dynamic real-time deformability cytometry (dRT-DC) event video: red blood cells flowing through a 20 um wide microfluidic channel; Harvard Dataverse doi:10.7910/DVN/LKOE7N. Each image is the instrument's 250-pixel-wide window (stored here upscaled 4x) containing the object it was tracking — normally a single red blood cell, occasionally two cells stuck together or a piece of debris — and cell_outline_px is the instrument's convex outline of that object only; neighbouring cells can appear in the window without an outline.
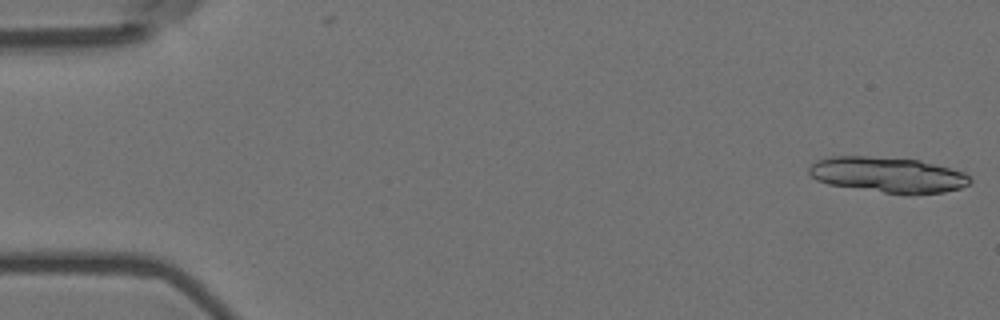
{"species": "Egyptian fruit bat (a non-hibernating species)", "species_latin": "Rousettus aegyptiacus", "temperature_condition": "room temperature", "stored_images_in_passage": 17, "camera_frame_rate_fps": 3000, "um_per_image_px": 0.085, "animal": {"sex": "female"}, "frame": {"image": 1, "passage_image": 1, "time_ms": 0.0, "image_size_px": [1000, 320], "cell_outline_px": [[972, 180], [968, 184], [960, 188], [944, 192], [908, 196], [904, 196], [828, 184], [816, 180], [808, 172], [808, 168], [816, 160], [832, 156], [868, 156], [920, 160], [936, 164], [964, 172]], "centroid_in_image_um": [75.47, 14.88], "position_along_channel_um": 9.5, "area_um2": 33.81}}